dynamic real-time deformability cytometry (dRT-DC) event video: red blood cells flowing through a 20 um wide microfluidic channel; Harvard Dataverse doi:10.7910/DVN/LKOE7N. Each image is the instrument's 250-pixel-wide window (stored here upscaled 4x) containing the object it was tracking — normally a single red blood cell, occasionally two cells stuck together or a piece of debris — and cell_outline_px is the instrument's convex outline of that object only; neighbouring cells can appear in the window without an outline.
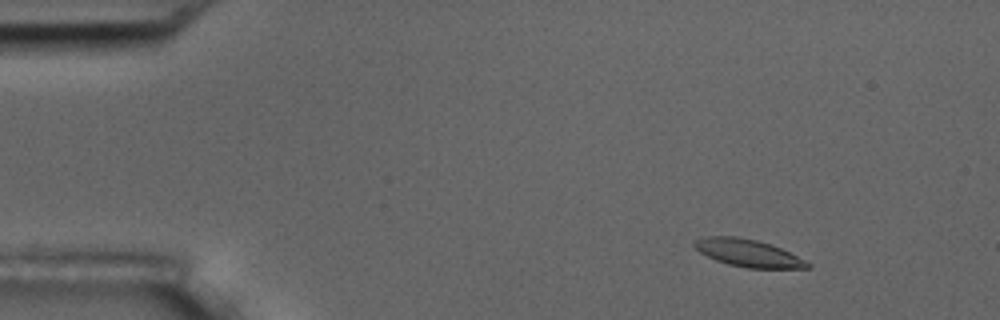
{"species": "common noctule bat (a hibernating species)", "species_latin": "Nyctalus noctula", "temperature_condition": "room temperature", "stored_images_in_passage": 5, "camera_frame_rate_fps": 3000, "um_per_image_px": 0.085, "animal": {"sex": "male", "body_mass_g": 17.5, "forearm_length_mm": 52.3}, "frame": {"image": 1, "passage_image": 2, "time_ms": 0.333, "image_size_px": [1000, 320], "cell_outline_px": [[812, 268], [748, 268], [728, 264], [716, 260], [700, 252], [692, 244], [696, 240], [708, 236], [736, 236], [756, 240], [780, 248], [812, 264]], "centroid_in_image_um": [63.58, 21.51], "position_along_channel_um": 21.4, "area_um2": 17.74}}